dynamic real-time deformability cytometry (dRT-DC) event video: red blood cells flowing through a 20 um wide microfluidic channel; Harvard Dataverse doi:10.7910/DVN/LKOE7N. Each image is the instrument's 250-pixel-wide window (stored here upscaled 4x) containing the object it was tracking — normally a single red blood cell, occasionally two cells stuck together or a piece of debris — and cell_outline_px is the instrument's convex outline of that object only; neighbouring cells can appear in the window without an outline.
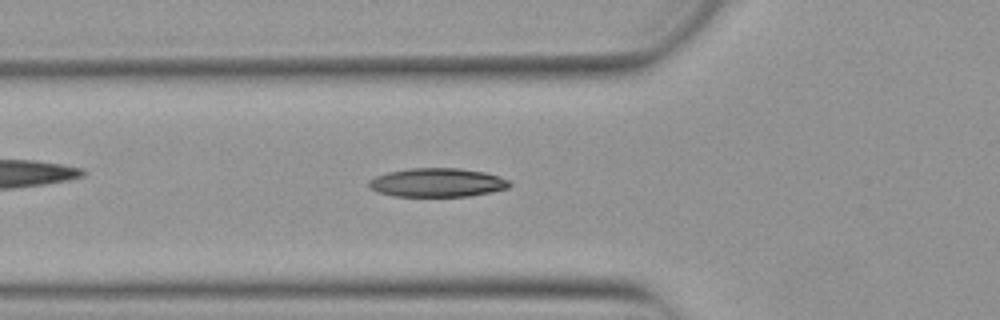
{"species": "Egyptian fruit bat (a non-hibernating species)", "species_latin": "Rousettus aegyptiacus", "temperature_condition": "warm", "stored_images_in_passage": 43, "camera_frame_rate_fps": 3000, "um_per_image_px": 0.085, "animal": {"sex": "female"}, "frame": {"image": 1, "passage_image": 18, "time_ms": 5.667, "image_size_px": [1000, 320], "cell_outline_px": [[512, 184], [508, 188], [492, 192], [468, 196], [392, 196], [380, 192], [372, 188], [368, 184], [368, 180], [376, 176], [388, 172], [408, 168], [460, 168], [484, 172], [508, 180]], "centroid_in_image_um": [37.17, 15.51], "position_along_channel_um": 88.6, "area_um2": 23.47}}
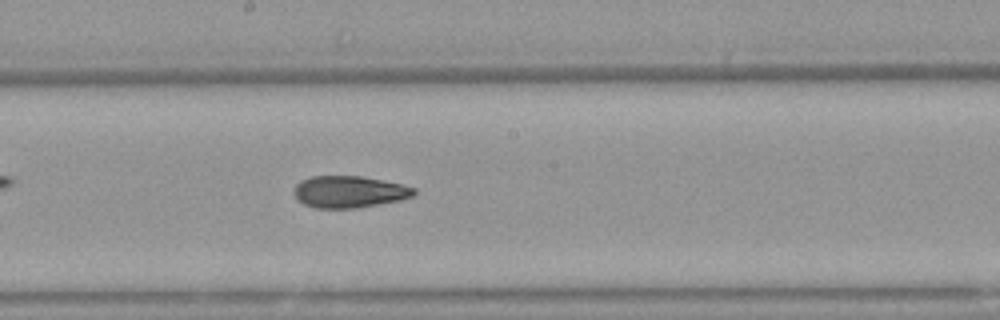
{"frame": {"image": 2, "passage_image": 28, "time_ms": 9.0, "image_size_px": [1000, 320], "cell_outline_px": [[416, 192], [412, 196], [400, 200], [380, 204], [356, 208], [316, 208], [304, 204], [292, 192], [296, 184], [300, 180], [312, 176], [360, 176], [400, 184], [416, 188]], "centroid_in_image_um": [29.66, 16.3], "position_along_channel_um": 218.5, "area_um2": 22.14}}
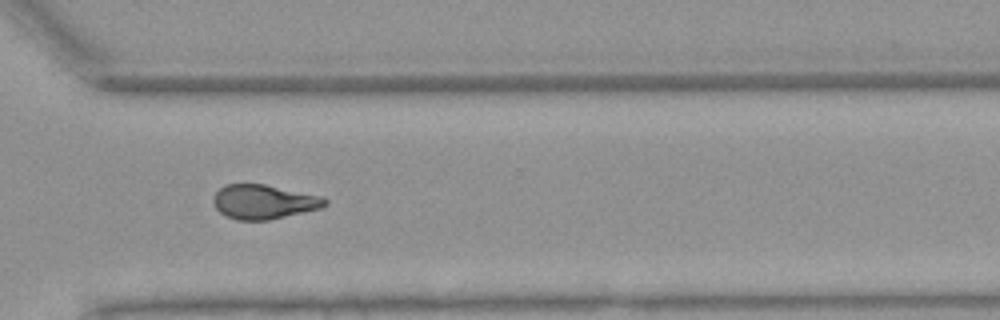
{"frame": {"image": 3, "passage_image": 38, "time_ms": 12.333, "image_size_px": [1000, 320], "cell_outline_px": [[328, 204], [320, 208], [268, 220], [236, 220], [220, 212], [216, 208], [212, 200], [216, 192], [224, 184], [264, 184], [316, 196], [328, 200]], "centroid_in_image_um": [22.36, 17.16], "position_along_channel_um": 348.2, "area_um2": 21.85}}